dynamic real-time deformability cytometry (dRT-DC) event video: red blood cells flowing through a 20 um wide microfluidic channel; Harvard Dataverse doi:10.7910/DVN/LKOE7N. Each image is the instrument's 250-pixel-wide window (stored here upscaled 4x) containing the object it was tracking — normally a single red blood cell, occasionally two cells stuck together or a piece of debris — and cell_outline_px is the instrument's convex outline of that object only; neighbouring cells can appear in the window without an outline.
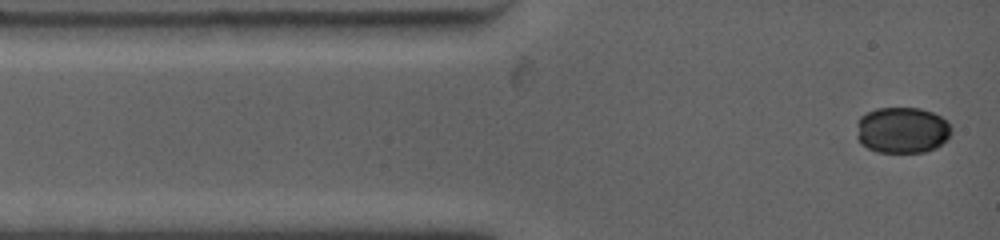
{"species": "common noctule bat (a hibernating species)", "species_latin": "Nyctalus noctula", "temperature_condition": "warm", "stored_images_in_passage": 15, "camera_frame_rate_fps": 4500, "um_per_image_px": 0.085, "animal": {"sex": "female", "body_mass_g": 19.0, "forearm_length_mm": 53.3}, "frame": {"image": 1, "passage_image": 1, "time_ms": 0.0, "image_size_px": [1000, 240], "cell_outline_px": [[952, 132], [936, 148], [924, 152], [876, 152], [860, 144], [856, 136], [860, 116], [876, 108], [920, 108], [932, 112], [948, 120], [952, 128]], "centroid_in_image_um": [76.68, 11.06], "position_along_channel_um": 8.3, "area_um2": 25.61}}
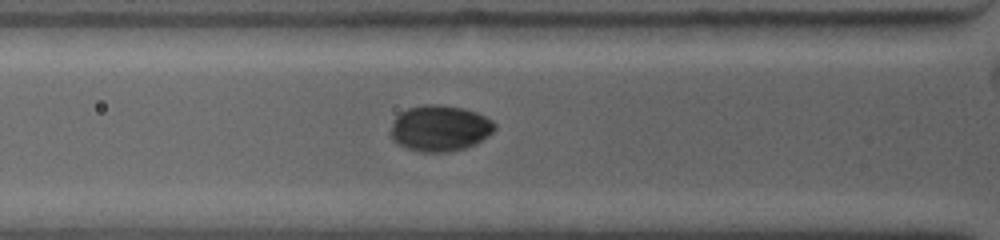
{"frame": {"image": 2, "passage_image": 8, "time_ms": 3.111, "image_size_px": [1000, 240], "cell_outline_px": [[496, 128], [488, 136], [476, 144], [464, 148], [448, 152], [420, 152], [408, 148], [392, 140], [388, 132], [392, 120], [400, 112], [408, 108], [424, 104], [436, 104], [464, 108], [476, 112], [492, 120], [496, 124]], "centroid_in_image_um": [37.36, 10.9], "position_along_channel_um": 88.4, "area_um2": 28.21}}
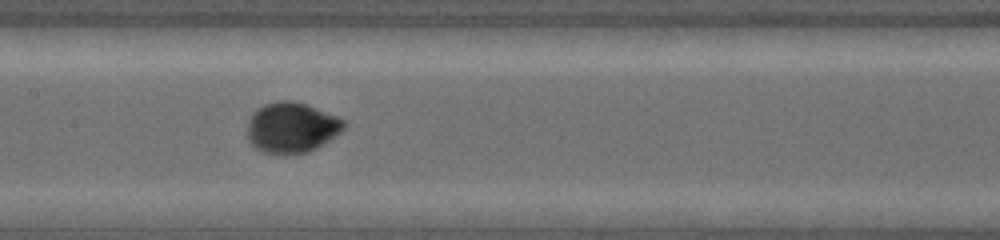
{"frame": {"image": 3, "passage_image": 13, "time_ms": 5.556, "image_size_px": [1000, 240], "cell_outline_px": [[348, 124], [340, 132], [316, 148], [308, 152], [288, 156], [264, 152], [256, 148], [248, 140], [248, 120], [252, 112], [256, 108], [264, 104], [276, 100], [296, 100], [308, 104], [336, 116], [344, 120]], "centroid_in_image_um": [24.77, 10.83], "position_along_channel_um": 182.6, "area_um2": 28.9}}